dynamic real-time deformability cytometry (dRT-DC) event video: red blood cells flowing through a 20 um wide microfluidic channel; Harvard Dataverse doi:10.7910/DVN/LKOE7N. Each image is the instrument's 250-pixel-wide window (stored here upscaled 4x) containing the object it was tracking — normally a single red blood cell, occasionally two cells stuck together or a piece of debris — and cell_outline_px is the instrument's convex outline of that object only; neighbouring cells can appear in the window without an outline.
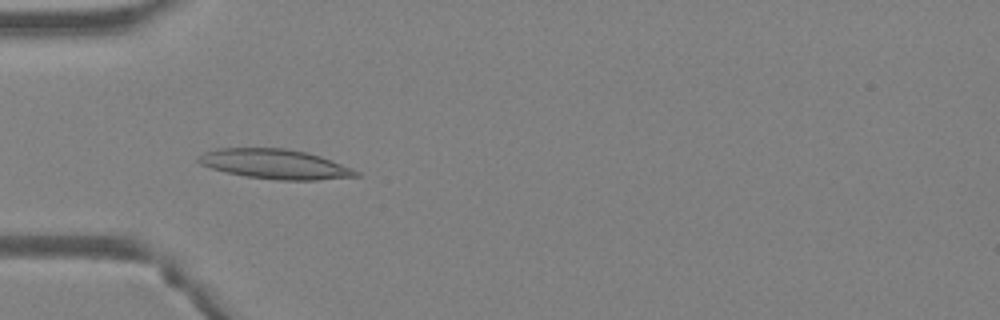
{"species": "Egyptian fruit bat (a non-hibernating species)", "species_latin": "Rousettus aegyptiacus", "temperature_condition": "warm", "stored_images_in_passage": 46, "camera_frame_rate_fps": 3000, "um_per_image_px": 0.085, "animal": {"sex": "female"}, "frame": {"image": 1, "passage_image": 15, "time_ms": 4.667, "image_size_px": [1000, 320], "cell_outline_px": [[360, 176], [316, 180], [280, 180], [244, 176], [212, 168], [200, 164], [196, 160], [196, 156], [204, 152], [216, 148], [284, 148], [308, 152], [320, 156], [360, 172]], "centroid_in_image_um": [23.34, 13.94], "position_along_channel_um": 61.7, "area_um2": 27.17}}
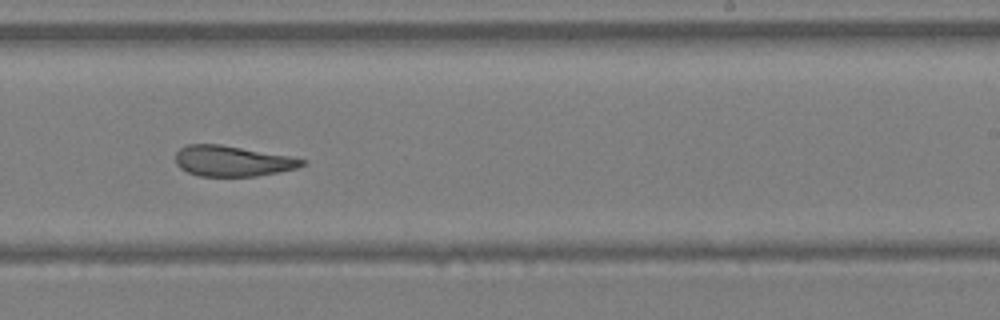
{"frame": {"image": 2, "passage_image": 29, "time_ms": 9.333, "image_size_px": [1000, 320], "cell_outline_px": [[308, 164], [296, 168], [256, 176], [200, 176], [188, 172], [180, 168], [176, 164], [176, 152], [180, 148], [188, 144], [220, 144], [288, 156], [308, 160]], "centroid_in_image_um": [19.75, 13.68], "position_along_channel_um": 269.3, "area_um2": 22.43}}
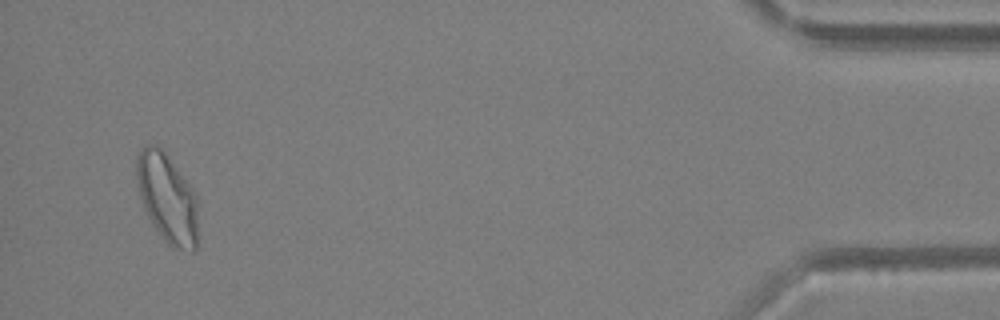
{"frame": {"image": 3, "passage_image": 44, "time_ms": 14.333, "image_size_px": [1000, 320], "cell_outline_px": [[196, 248], [192, 252], [172, 248], [164, 240], [152, 224], [140, 200], [136, 184], [136, 156], [144, 144], [156, 144], [168, 156], [192, 188], [196, 196]], "centroid_in_image_um": [14.17, 16.82], "position_along_channel_um": 421.0, "area_um2": 31.96}, "authors_computed_cell_mechanics": {"area_um2": 26.1256, "velocity_mm_per_s": 4.5466, "shape_relaxation_time_tau1_ms": null, "shape_relaxation_time_tau2_ms": 3.7842, "deformation_change_tau1": null, "deformation_change_tau2": 0.1236}}